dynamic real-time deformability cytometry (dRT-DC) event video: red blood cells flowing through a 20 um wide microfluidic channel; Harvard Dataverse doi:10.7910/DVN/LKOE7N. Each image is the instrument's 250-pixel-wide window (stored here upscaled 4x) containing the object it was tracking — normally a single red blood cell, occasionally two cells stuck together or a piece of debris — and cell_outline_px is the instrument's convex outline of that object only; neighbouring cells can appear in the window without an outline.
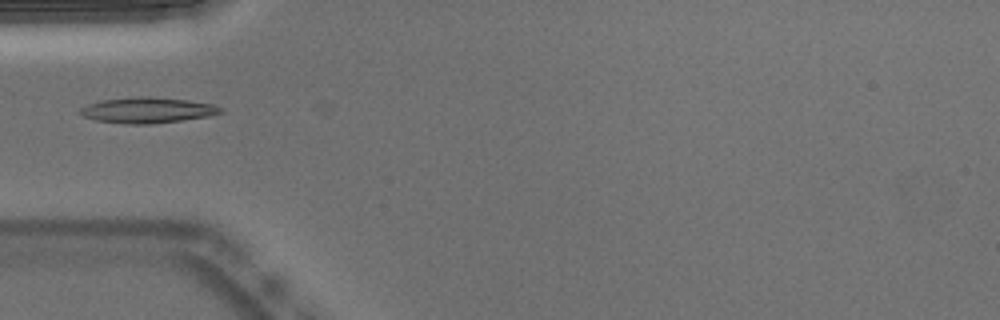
{"species": "Egyptian fruit bat (a non-hibernating species)", "species_latin": "Rousettus aegyptiacus", "temperature_condition": "warm", "stored_images_in_passage": 3, "camera_frame_rate_fps": 3000, "um_per_image_px": 0.085, "animal": {"sex": "male"}, "frame": {"image": 1, "passage_image": 1, "time_ms": 0.0, "image_size_px": [1000, 320], "cell_outline_px": [[224, 112], [208, 116], [152, 124], [124, 124], [96, 120], [84, 116], [80, 112], [80, 108], [88, 104], [104, 100], [144, 96], [188, 100], [212, 104], [224, 108]], "centroid_in_image_um": [12.56, 9.37], "position_along_channel_um": 72.4, "area_um2": 20.75}}